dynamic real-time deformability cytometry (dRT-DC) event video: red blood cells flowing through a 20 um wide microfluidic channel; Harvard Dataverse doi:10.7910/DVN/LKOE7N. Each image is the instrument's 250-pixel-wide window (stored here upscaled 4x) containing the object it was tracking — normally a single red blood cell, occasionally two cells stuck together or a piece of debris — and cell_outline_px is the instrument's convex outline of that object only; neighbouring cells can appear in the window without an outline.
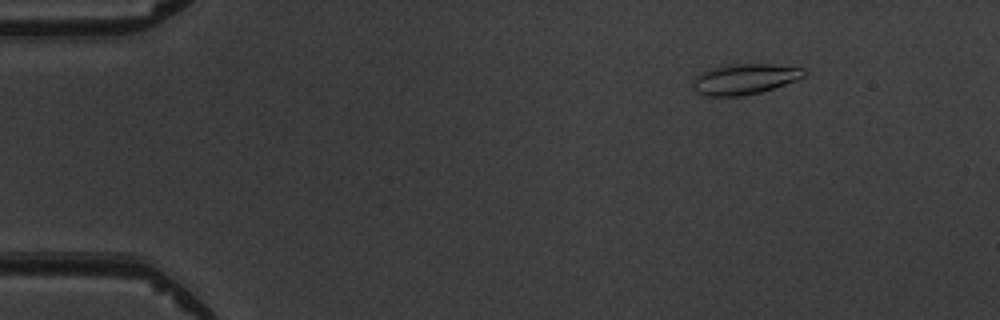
{"species": "common noctule bat (a hibernating species)", "species_latin": "Nyctalus noctula", "temperature_condition": "warm", "stored_images_in_passage": 6, "camera_frame_rate_fps": 3000, "um_per_image_px": 0.085, "animal": {"sex": "male", "body_mass_g": 19.5, "forearm_length_mm": 54.6}, "frame": {"image": 1, "passage_image": 1, "time_ms": 0.0, "image_size_px": [1000, 320], "cell_outline_px": [[808, 72], [804, 76], [796, 80], [760, 92], [740, 96], [704, 96], [696, 92], [692, 88], [692, 80], [700, 72], [724, 64], [772, 64], [804, 68]], "centroid_in_image_um": [63.25, 6.71], "position_along_channel_um": 21.8, "area_um2": 19.94}}
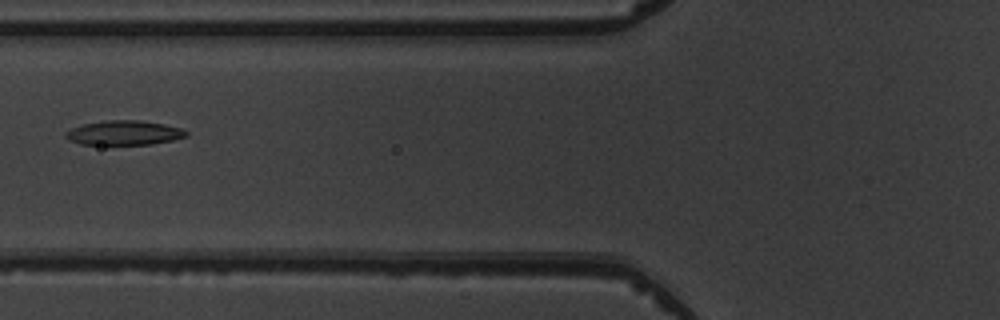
{"frame": {"image": 2, "passage_image": 5, "time_ms": 4.667, "image_size_px": [1000, 320], "cell_outline_px": [[188, 136], [172, 140], [152, 144], [80, 144], [68, 140], [64, 136], [64, 132], [72, 128], [84, 124], [108, 120], [140, 120], [164, 124], [180, 128], [188, 132]], "centroid_in_image_um": [10.53, 11.29], "position_along_channel_um": 115.3, "area_um2": 17.11}}
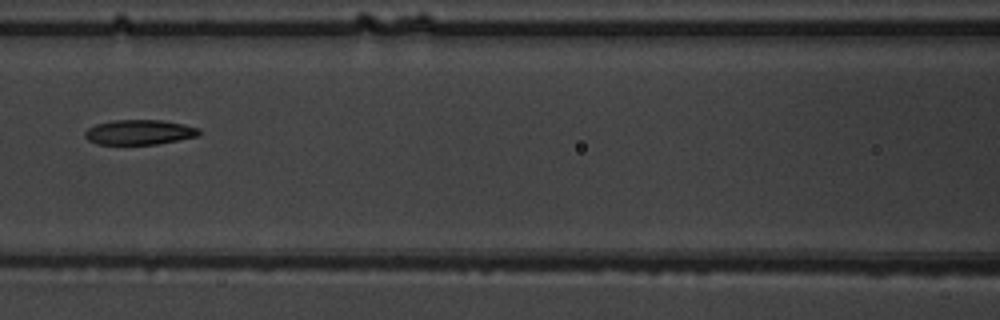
{"frame": {"image": 3, "passage_image": 6, "time_ms": 5.667, "image_size_px": [1000, 320], "cell_outline_px": [[200, 136], [156, 144], [96, 144], [88, 140], [84, 136], [84, 132], [88, 128], [96, 124], [112, 120], [164, 120], [184, 124], [200, 128]], "centroid_in_image_um": [11.86, 11.23], "position_along_channel_um": 154.7, "area_um2": 16.7}}